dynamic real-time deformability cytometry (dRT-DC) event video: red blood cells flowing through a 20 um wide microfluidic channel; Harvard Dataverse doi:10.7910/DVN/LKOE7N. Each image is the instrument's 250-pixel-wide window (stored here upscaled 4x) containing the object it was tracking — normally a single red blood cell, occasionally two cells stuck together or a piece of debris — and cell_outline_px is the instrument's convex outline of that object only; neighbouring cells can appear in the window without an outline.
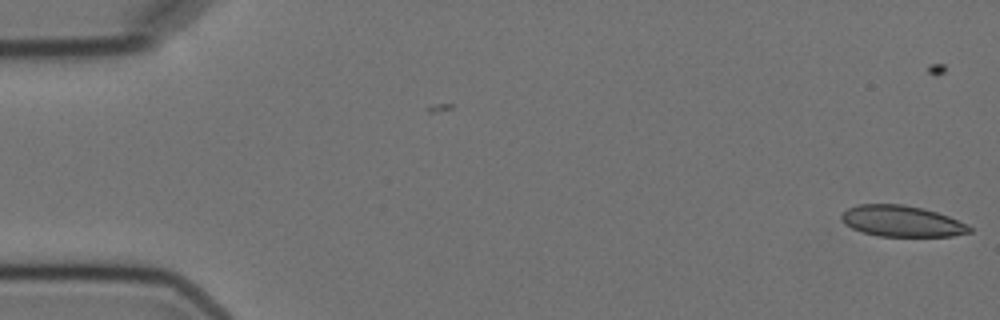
{"species": "Egyptian fruit bat (a non-hibernating species)", "species_latin": "Rousettus aegyptiacus", "temperature_condition": "cold", "stored_images_in_passage": 2, "camera_frame_rate_fps": 3000, "um_per_image_px": 0.085, "animal": {"sex": "female"}, "frame": {"image": 1, "passage_image": 2, "time_ms": 1.333, "image_size_px": [1000, 320], "cell_outline_px": [[972, 232], [952, 236], [880, 236], [864, 232], [852, 228], [844, 224], [840, 220], [840, 216], [848, 208], [856, 204], [904, 204], [924, 208], [948, 216], [972, 228]], "centroid_in_image_um": [76.61, 18.79], "position_along_channel_um": 8.4, "area_um2": 23.12}}